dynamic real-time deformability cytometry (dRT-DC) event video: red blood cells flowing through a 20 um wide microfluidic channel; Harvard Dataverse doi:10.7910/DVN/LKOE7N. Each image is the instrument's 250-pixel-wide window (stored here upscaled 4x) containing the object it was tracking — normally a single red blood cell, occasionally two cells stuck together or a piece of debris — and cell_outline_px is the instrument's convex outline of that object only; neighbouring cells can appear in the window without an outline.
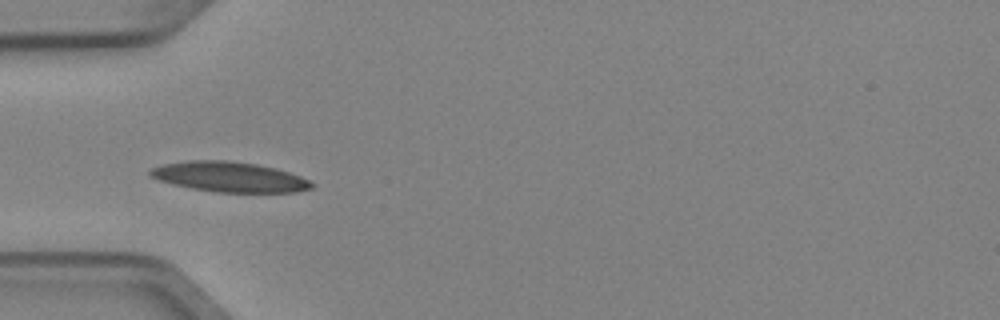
{"species": "Egyptian fruit bat (a non-hibernating species)", "species_latin": "Rousettus aegyptiacus", "temperature_condition": "cold", "stored_images_in_passage": 8, "camera_frame_rate_fps": 3000, "um_per_image_px": 0.085, "animal": {"sex": "female"}, "frame": {"image": 1, "passage_image": 5, "time_ms": 1.333, "image_size_px": [1000, 320], "cell_outline_px": [[316, 184], [312, 188], [296, 192], [216, 192], [192, 188], [172, 184], [148, 176], [148, 172], [152, 168], [164, 164], [188, 160], [224, 160], [256, 164], [276, 168], [300, 176]], "centroid_in_image_um": [19.5, 15.03], "position_along_channel_um": 65.5, "area_um2": 28.26}}
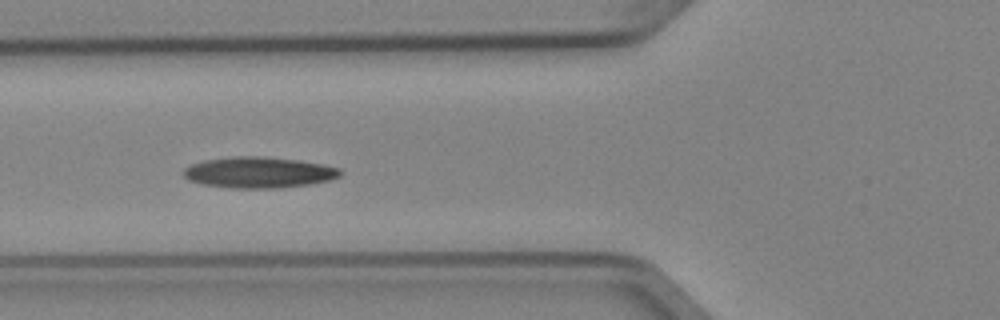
{"frame": {"image": 2, "passage_image": 6, "time_ms": 1.667, "image_size_px": [1000, 320], "cell_outline_px": [[340, 176], [328, 180], [308, 184], [276, 188], [232, 188], [204, 184], [188, 180], [184, 176], [184, 168], [192, 164], [204, 160], [232, 156], [264, 156], [300, 160], [324, 164], [340, 168]], "centroid_in_image_um": [21.99, 14.64], "position_along_channel_um": 103.8, "area_um2": 28.26}}
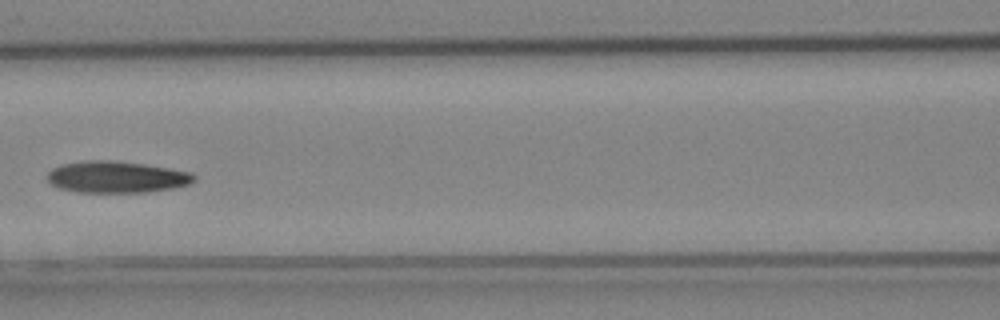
{"frame": {"image": 3, "passage_image": 7, "time_ms": 2.0, "image_size_px": [1000, 320], "cell_outline_px": [[196, 180], [188, 184], [172, 188], [148, 192], [76, 192], [60, 188], [52, 184], [48, 180], [48, 172], [52, 168], [64, 164], [88, 160], [112, 160], [144, 164], [192, 172], [196, 176]], "centroid_in_image_um": [9.93, 15.04], "position_along_channel_um": 156.7, "area_um2": 26.93}}